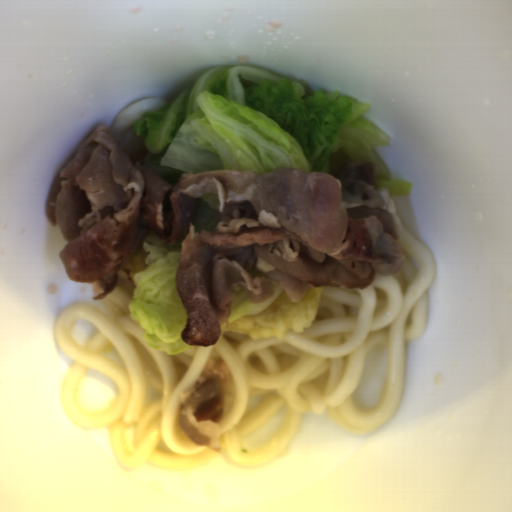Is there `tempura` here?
<instances>
[{
	"mask_svg": "<svg viewBox=\"0 0 512 512\" xmlns=\"http://www.w3.org/2000/svg\"><path fill=\"white\" fill-rule=\"evenodd\" d=\"M322 298V287H314L298 302L289 299L285 289L264 310L244 314L226 324L221 330L236 331L254 340L270 337L284 338L286 332H303L310 327L317 315Z\"/></svg>",
	"mask_w": 512,
	"mask_h": 512,
	"instance_id": "1",
	"label": "tempura"
}]
</instances>
